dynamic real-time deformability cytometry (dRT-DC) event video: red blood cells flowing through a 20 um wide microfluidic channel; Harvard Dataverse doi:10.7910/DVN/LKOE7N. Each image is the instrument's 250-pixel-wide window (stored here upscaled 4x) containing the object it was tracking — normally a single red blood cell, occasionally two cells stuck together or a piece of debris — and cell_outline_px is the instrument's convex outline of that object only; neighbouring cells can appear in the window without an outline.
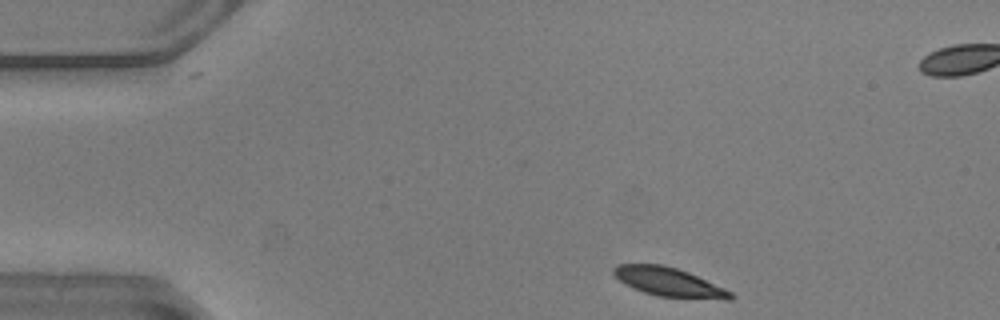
{"species": "common noctule bat (a hibernating species)", "species_latin": "Nyctalus noctula", "temperature_condition": "warm", "stored_images_in_passage": 46, "segment_of_instrument_passage": [1, 2], "camera_frame_rate_fps": 3000, "um_per_image_px": 0.085, "animal": {"sex": "male", "body_mass_g": 20.5, "forearm_length_mm": 52.5}, "frame": {"image": 1, "passage_image": 1, "time_ms": 0.0, "image_size_px": [1000, 320], "cell_outline_px": [[736, 296], [732, 300], [724, 300], [656, 296], [632, 288], [624, 284], [612, 272], [612, 268], [616, 264], [660, 264], [676, 268], [688, 272], [724, 288], [732, 292]], "centroid_in_image_um": [56.87, 23.98], "position_along_channel_um": 28.1, "area_um2": 19.77}}
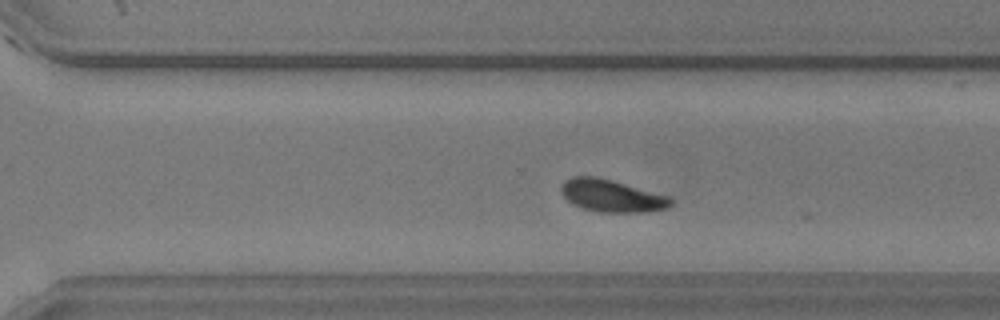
{"frame": {"image": 2, "passage_image": 29, "time_ms": 9.333, "image_size_px": [1000, 320], "cell_outline_px": [[672, 204], [668, 208], [644, 212], [600, 212], [584, 208], [572, 204], [560, 192], [560, 188], [564, 180], [572, 176], [596, 176], [612, 180], [668, 196], [672, 200]], "centroid_in_image_um": [51.96, 16.63], "position_along_channel_um": 318.6, "area_um2": 20.58}}
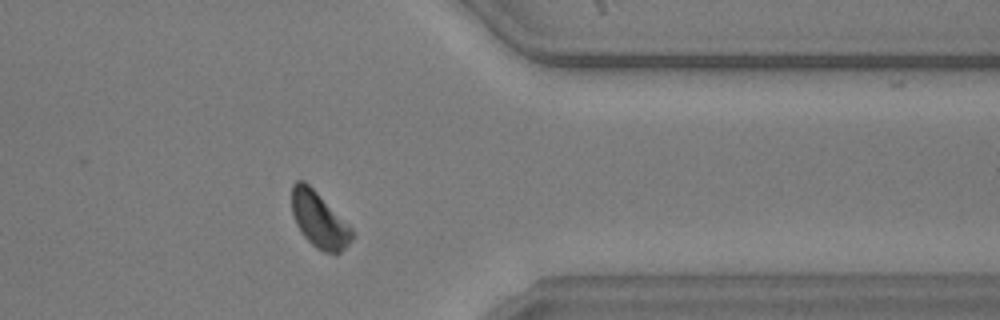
{"frame": {"image": 3, "passage_image": 35, "time_ms": 11.333, "image_size_px": [1000, 320], "cell_outline_px": [[356, 236], [336, 256], [324, 252], [316, 248], [304, 236], [296, 224], [292, 212], [292, 184], [296, 180], [304, 180], [352, 228]], "centroid_in_image_um": [27.14, 18.72], "position_along_channel_um": 384.3, "area_um2": 19.48}}